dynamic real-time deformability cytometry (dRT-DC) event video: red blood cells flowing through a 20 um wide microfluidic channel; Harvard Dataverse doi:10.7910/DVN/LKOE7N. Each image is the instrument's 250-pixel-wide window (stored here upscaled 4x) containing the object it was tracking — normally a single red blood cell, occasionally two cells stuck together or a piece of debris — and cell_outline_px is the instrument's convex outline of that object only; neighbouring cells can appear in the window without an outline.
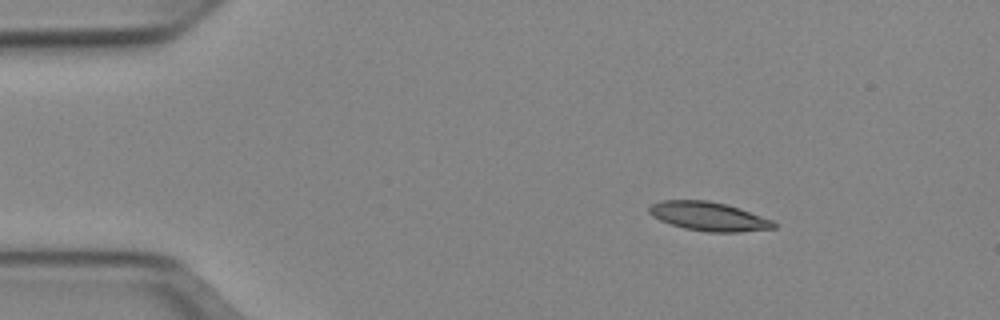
{"species": "Egyptian fruit bat (a non-hibernating species)", "species_latin": "Rousettus aegyptiacus", "temperature_condition": "cold", "stored_images_in_passage": 45, "camera_frame_rate_fps": 3000, "um_per_image_px": 0.085, "animal": {"sex": "female"}, "frame": {"image": 1, "passage_image": 1, "time_ms": 0.0, "image_size_px": [1000, 320], "cell_outline_px": [[776, 228], [740, 232], [708, 232], [684, 228], [660, 220], [652, 216], [648, 212], [648, 208], [652, 204], [660, 200], [708, 200], [728, 204], [740, 208], [772, 220], [776, 224]], "centroid_in_image_um": [60.24, 18.38], "position_along_channel_um": 24.8, "area_um2": 21.04}}
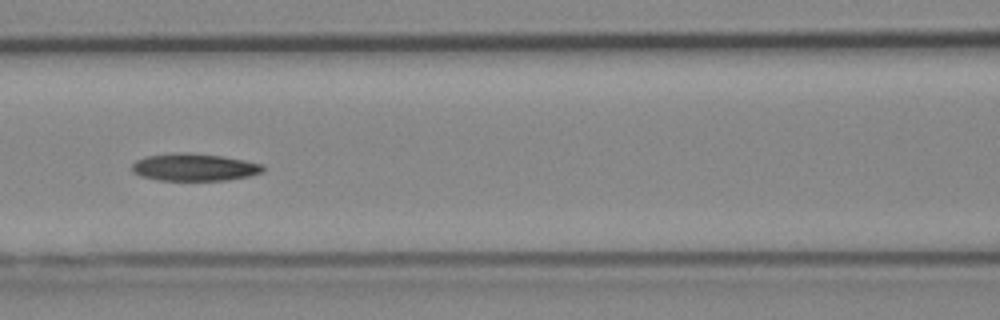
{"frame": {"image": 2, "passage_image": 16, "time_ms": 5.0, "image_size_px": [1000, 320], "cell_outline_px": [[264, 172], [248, 176], [228, 180], [160, 180], [140, 176], [132, 172], [132, 164], [136, 160], [144, 156], [172, 152], [188, 152], [224, 156], [264, 164]], "centroid_in_image_um": [16.5, 14.2], "position_along_channel_um": 150.1, "area_um2": 21.21}}
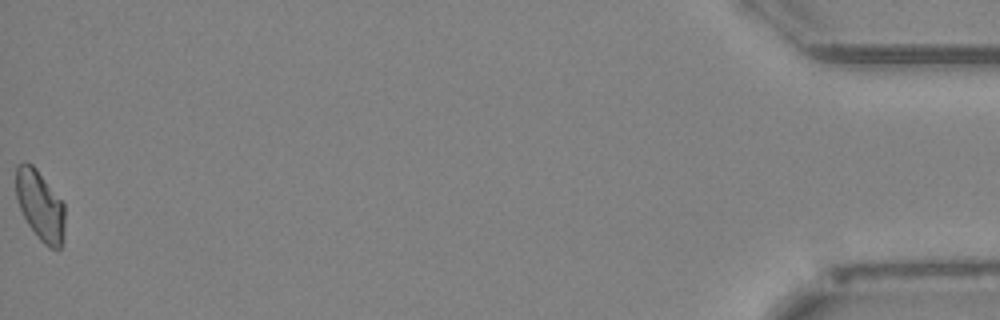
{"frame": {"image": 3, "passage_image": 45, "time_ms": 14.667, "image_size_px": [1000, 320], "cell_outline_px": [[64, 240], [60, 248], [48, 248], [40, 240], [28, 224], [20, 208], [16, 196], [16, 168], [24, 160], [32, 164], [36, 168], [64, 204]], "centroid_in_image_um": [3.42, 17.47], "position_along_channel_um": 431.8, "area_um2": 19.83}}